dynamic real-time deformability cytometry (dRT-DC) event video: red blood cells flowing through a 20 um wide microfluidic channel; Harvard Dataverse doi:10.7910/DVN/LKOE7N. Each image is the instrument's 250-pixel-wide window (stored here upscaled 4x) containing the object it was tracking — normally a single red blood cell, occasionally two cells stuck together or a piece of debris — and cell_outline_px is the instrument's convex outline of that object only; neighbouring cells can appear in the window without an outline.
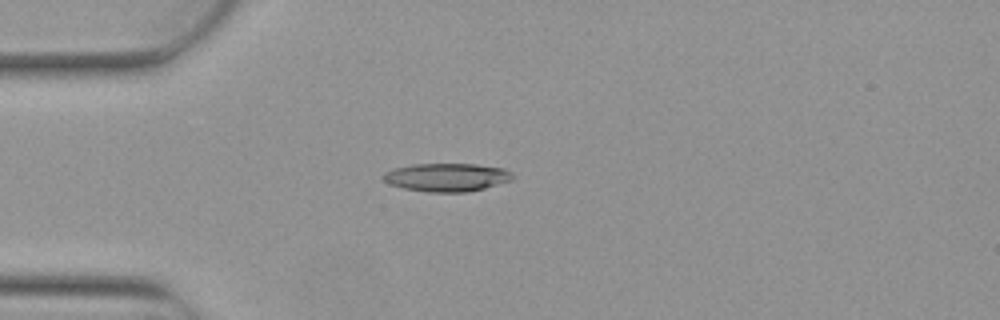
{"species": "Egyptian fruit bat (a non-hibernating species)", "species_latin": "Rousettus aegyptiacus", "temperature_condition": "warm", "stored_images_in_passage": 6, "camera_frame_rate_fps": 3000, "um_per_image_px": 0.085, "animal": {"sex": "female"}, "frame": {"image": 1, "passage_image": 5, "time_ms": 1.333, "image_size_px": [1000, 320], "cell_outline_px": [[512, 180], [484, 188], [468, 192], [428, 192], [404, 188], [388, 184], [380, 176], [384, 172], [396, 168], [412, 164], [476, 164], [504, 168], [512, 172]], "centroid_in_image_um": [37.96, 15.07], "position_along_channel_um": 47.0, "area_um2": 21.33}}